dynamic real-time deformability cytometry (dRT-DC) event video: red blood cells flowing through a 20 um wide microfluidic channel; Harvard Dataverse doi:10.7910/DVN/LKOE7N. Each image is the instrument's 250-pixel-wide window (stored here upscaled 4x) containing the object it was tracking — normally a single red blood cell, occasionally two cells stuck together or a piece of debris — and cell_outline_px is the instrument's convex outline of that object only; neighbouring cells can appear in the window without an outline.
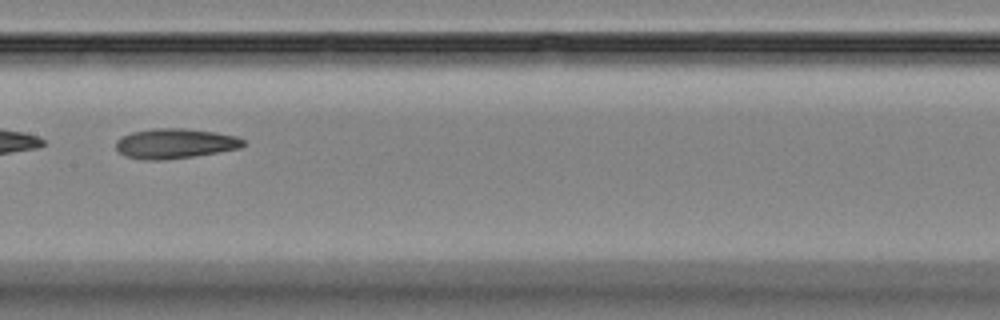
{"species": "Egyptian fruit bat (a non-hibernating species)", "species_latin": "Rousettus aegyptiacus", "temperature_condition": "room temperature", "stored_images_in_passage": 12, "camera_frame_rate_fps": 3000, "um_per_image_px": 0.085, "animal": {"sex": "female"}, "frame": {"image": 1, "passage_image": 7, "time_ms": 8.0, "image_size_px": [1000, 320], "cell_outline_px": [[244, 144], [240, 148], [192, 156], [164, 160], [144, 160], [124, 156], [116, 148], [116, 140], [132, 132], [152, 128], [184, 128], [216, 132], [236, 136], [244, 140]], "centroid_in_image_um": [14.85, 12.19], "position_along_channel_um": 192.6, "area_um2": 22.14}}
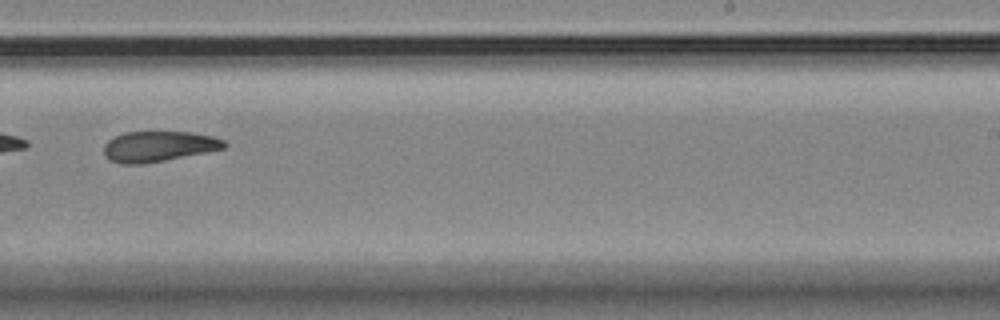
{"frame": {"image": 2, "passage_image": 9, "time_ms": 10.333, "image_size_px": [1000, 320], "cell_outline_px": [[228, 144], [224, 148], [144, 164], [120, 164], [108, 160], [104, 156], [104, 144], [108, 140], [124, 132], [188, 132], [212, 136], [224, 140]], "centroid_in_image_um": [13.42, 12.45], "position_along_channel_um": 275.6, "area_um2": 21.27}}
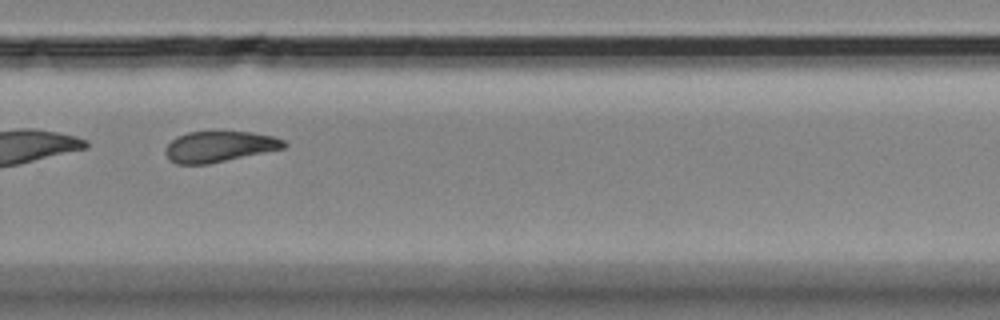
{"frame": {"image": 3, "passage_image": 10, "time_ms": 11.333, "image_size_px": [1000, 320], "cell_outline_px": [[288, 144], [284, 148], [208, 164], [176, 164], [168, 160], [164, 152], [164, 148], [176, 136], [188, 132], [252, 132], [272, 136], [284, 140]], "centroid_in_image_um": [18.6, 12.46], "position_along_channel_um": 311.2, "area_um2": 21.27}, "authors_computed_cell_mechanics": {"area_um2": 22.2819, "velocity_mm_per_s": 3.5896, "shape_relaxation_time_tau1_ms": 8.7004, "shape_relaxation_time_tau2_ms": 7.9918, "deformation_change_tau1": 0.16, "deformation_change_tau2": 0.1308}}